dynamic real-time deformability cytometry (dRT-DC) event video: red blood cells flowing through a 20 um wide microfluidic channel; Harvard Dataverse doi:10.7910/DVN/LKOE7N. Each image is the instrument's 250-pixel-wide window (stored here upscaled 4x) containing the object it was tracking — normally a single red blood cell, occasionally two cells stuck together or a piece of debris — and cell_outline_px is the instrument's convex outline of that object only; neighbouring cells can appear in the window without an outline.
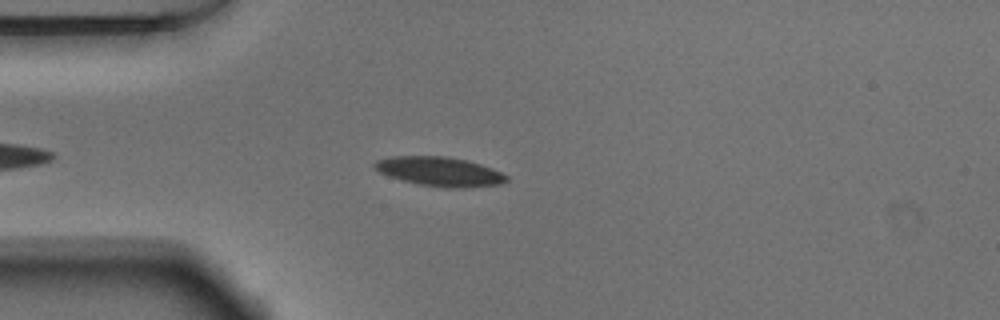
{"species": "Egyptian fruit bat (a non-hibernating species)", "species_latin": "Rousettus aegyptiacus", "temperature_condition": "warm", "stored_images_in_passage": 45, "camera_frame_rate_fps": 3000, "um_per_image_px": 0.085, "animal": {"sex": "male"}, "frame": {"image": 1, "passage_image": 9, "time_ms": 2.667, "image_size_px": [1000, 320], "cell_outline_px": [[508, 180], [500, 184], [464, 188], [444, 188], [416, 184], [388, 176], [380, 172], [372, 164], [376, 160], [392, 156], [448, 156], [468, 160], [492, 168], [508, 176]], "centroid_in_image_um": [37.37, 14.58], "position_along_channel_um": 47.6, "area_um2": 22.66}}
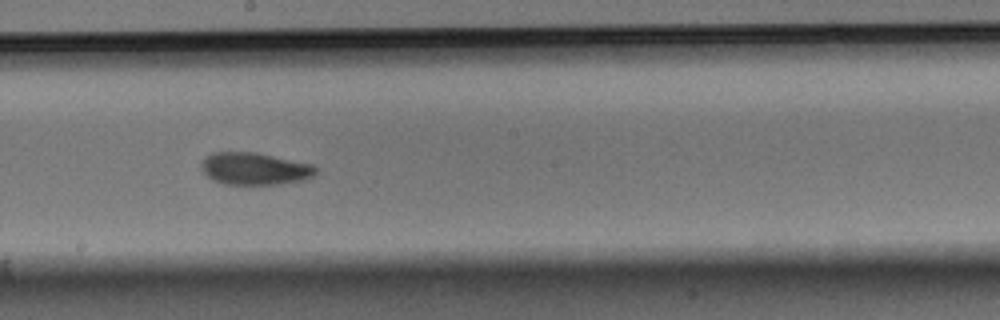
{"frame": {"image": 2, "passage_image": 24, "time_ms": 7.667, "image_size_px": [1000, 320], "cell_outline_px": [[316, 172], [312, 176], [304, 180], [280, 184], [224, 184], [212, 180], [200, 168], [200, 164], [204, 156], [212, 152], [256, 152], [312, 164], [316, 168]], "centroid_in_image_um": [21.6, 14.33], "position_along_channel_um": 226.6, "area_um2": 21.62}}
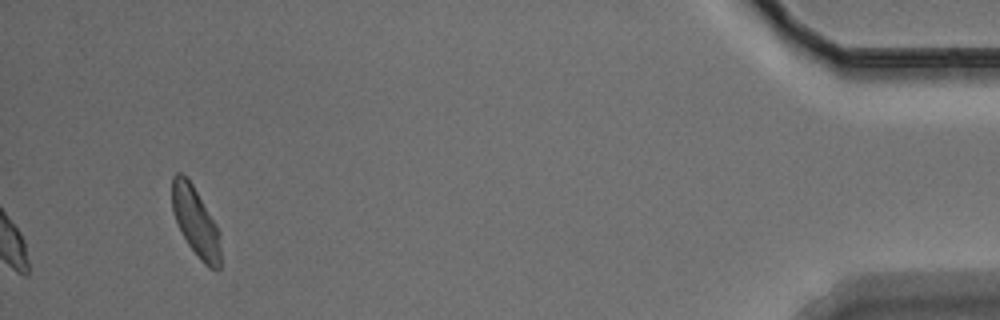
{"frame": {"image": 3, "passage_image": 45, "time_ms": 14.667, "image_size_px": [1000, 320], "cell_outline_px": [[220, 268], [216, 272], [208, 268], [200, 260], [188, 244], [172, 212], [172, 176], [176, 172], [180, 172], [188, 176], [216, 224], [220, 232]], "centroid_in_image_um": [16.64, 18.84], "position_along_channel_um": 418.6, "area_um2": 19.77}, "authors_computed_cell_mechanics": {"area_um2": 21.0392, "velocity_mm_per_s": 3.8138, "shape_relaxation_time_tau1_ms": 4.1222, "shape_relaxation_time_tau2_ms": 3.0551, "deformation_change_tau1": 0.1277, "deformation_change_tau2": 0.0842}}